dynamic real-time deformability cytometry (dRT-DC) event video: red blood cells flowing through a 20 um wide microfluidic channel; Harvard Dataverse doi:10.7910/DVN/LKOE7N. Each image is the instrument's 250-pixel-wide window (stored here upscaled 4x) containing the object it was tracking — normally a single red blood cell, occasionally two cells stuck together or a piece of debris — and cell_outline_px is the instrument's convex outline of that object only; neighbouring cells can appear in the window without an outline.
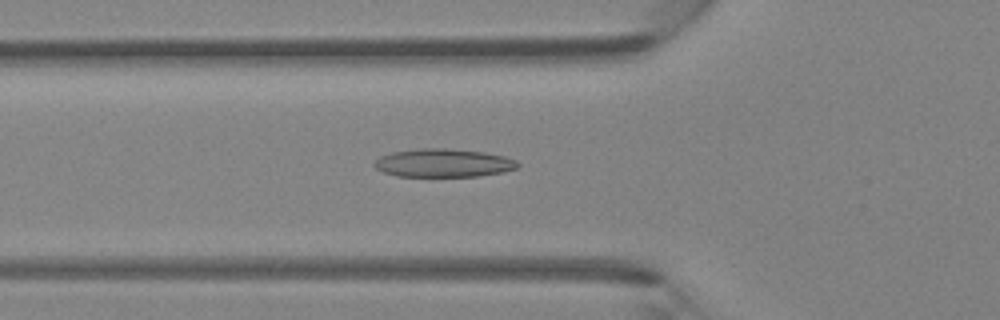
{"species": "Egyptian fruit bat (a non-hibernating species)", "species_latin": "Rousettus aegyptiacus", "temperature_condition": "room temperature", "stored_images_in_passage": 44, "camera_frame_rate_fps": 3000, "um_per_image_px": 0.085, "animal": {"sex": "female"}, "frame": {"image": 1, "passage_image": 15, "time_ms": 4.667, "image_size_px": [1000, 320], "cell_outline_px": [[520, 164], [516, 168], [504, 172], [480, 176], [396, 176], [384, 172], [376, 168], [372, 164], [380, 156], [392, 152], [420, 148], [448, 148], [484, 152], [504, 156], [516, 160]], "centroid_in_image_um": [37.69, 13.85], "position_along_channel_um": 88.1, "area_um2": 23.7}}
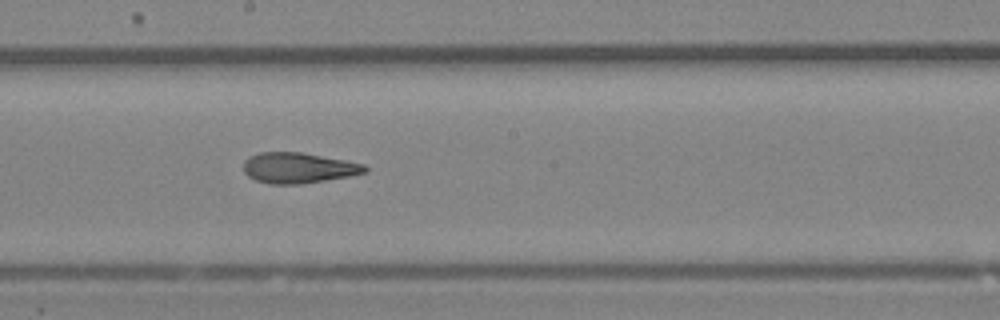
{"frame": {"image": 2, "passage_image": 24, "time_ms": 7.667, "image_size_px": [1000, 320], "cell_outline_px": [[368, 172], [348, 176], [300, 184], [268, 184], [256, 180], [248, 176], [244, 172], [244, 160], [248, 156], [260, 152], [300, 152], [344, 160], [364, 164], [368, 168]], "centroid_in_image_um": [25.33, 14.27], "position_along_channel_um": 222.9, "area_um2": 21.56}}
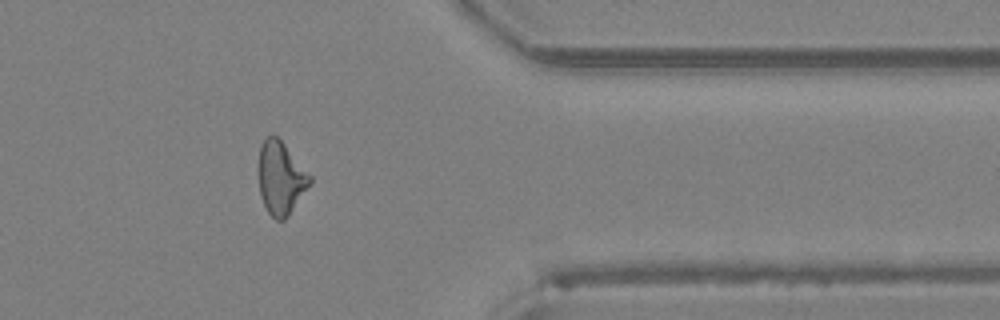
{"frame": {"image": 3, "passage_image": 36, "time_ms": 11.667, "image_size_px": [1000, 320], "cell_outline_px": [[312, 180], [288, 216], [284, 220], [276, 220], [268, 212], [260, 196], [256, 172], [256, 168], [260, 144], [268, 136], [276, 136], [284, 144], [312, 176]], "centroid_in_image_um": [23.81, 15.12], "position_along_channel_um": 387.6, "area_um2": 22.02}}